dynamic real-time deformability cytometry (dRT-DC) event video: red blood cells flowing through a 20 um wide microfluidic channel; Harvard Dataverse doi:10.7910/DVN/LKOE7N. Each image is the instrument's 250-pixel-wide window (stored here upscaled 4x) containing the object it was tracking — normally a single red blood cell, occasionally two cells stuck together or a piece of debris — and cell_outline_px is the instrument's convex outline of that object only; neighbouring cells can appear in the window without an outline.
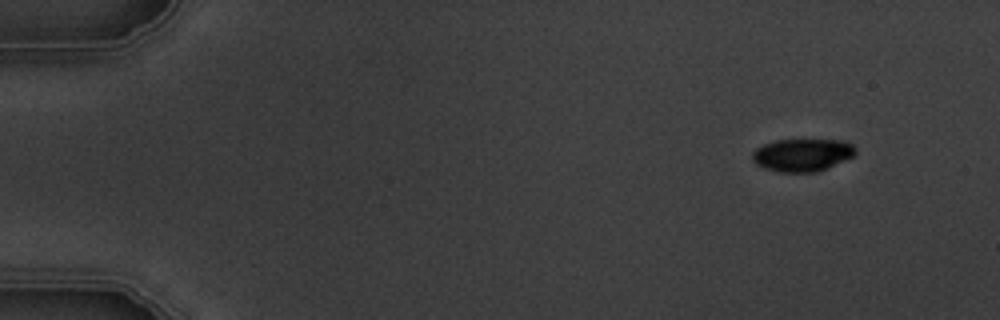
{"species": "common noctule bat (a hibernating species)", "species_latin": "Nyctalus noctula", "temperature_condition": "warm", "stored_images_in_passage": 5, "camera_frame_rate_fps": 3000, "um_per_image_px": 0.085, "animal": {"sex": "male", "body_mass_g": 19.5, "forearm_length_mm": 54.6}, "frame": {"image": 1, "passage_image": 1, "time_ms": 0.0, "image_size_px": [1000, 320], "cell_outline_px": [[856, 152], [852, 156], [844, 160], [816, 172], [780, 172], [764, 168], [756, 164], [752, 160], [752, 152], [756, 148], [764, 144], [776, 140], [844, 140], [852, 144], [856, 148]], "centroid_in_image_um": [68.17, 13.16], "position_along_channel_um": 16.8, "area_um2": 19.54}}
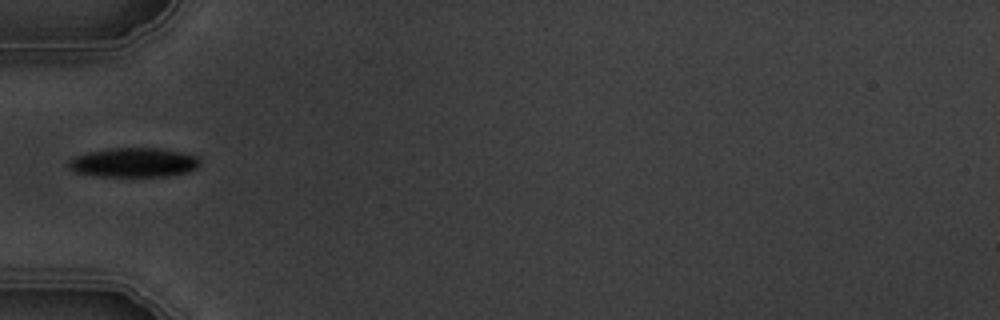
{"frame": {"image": 2, "passage_image": 4, "time_ms": 4.667, "image_size_px": [1000, 320], "cell_outline_px": [[200, 164], [196, 168], [188, 172], [168, 176], [100, 176], [76, 172], [68, 168], [68, 160], [76, 156], [88, 152], [112, 148], [156, 148], [180, 152], [196, 156], [200, 160]], "centroid_in_image_um": [11.36, 13.81], "position_along_channel_um": 73.6, "area_um2": 22.31}}